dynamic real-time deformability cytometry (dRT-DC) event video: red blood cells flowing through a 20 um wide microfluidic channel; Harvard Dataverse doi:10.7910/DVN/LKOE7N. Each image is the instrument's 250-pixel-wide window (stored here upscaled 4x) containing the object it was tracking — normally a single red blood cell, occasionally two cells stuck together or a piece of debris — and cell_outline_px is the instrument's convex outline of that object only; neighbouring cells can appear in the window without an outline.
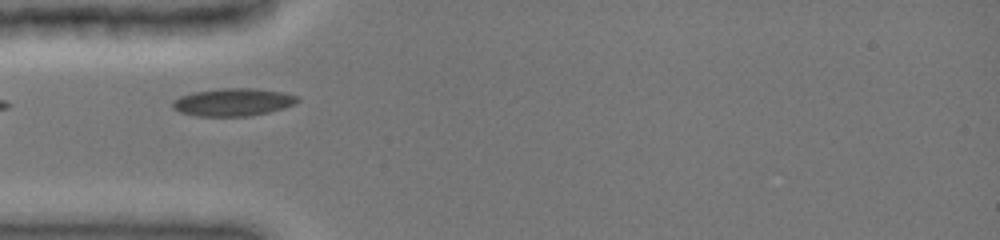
{"species": "common noctule bat (a hibernating species)", "species_latin": "Nyctalus noctula", "temperature_condition": "cold", "stored_images_in_passage": 27, "camera_frame_rate_fps": 3000, "um_per_image_px": 0.085, "animal": {"sex": "female", "body_mass_g": 19.0, "forearm_length_mm": 51.5}, "frame": {"image": 1, "passage_image": 2, "time_ms": 1.0, "image_size_px": [1000, 240], "cell_outline_px": [[300, 100], [296, 104], [284, 108], [268, 112], [248, 116], [196, 116], [180, 112], [172, 108], [172, 100], [180, 96], [192, 92], [220, 88], [252, 88], [280, 92], [300, 96]], "centroid_in_image_um": [19.8, 8.68], "position_along_channel_um": 65.2, "area_um2": 20.29}}
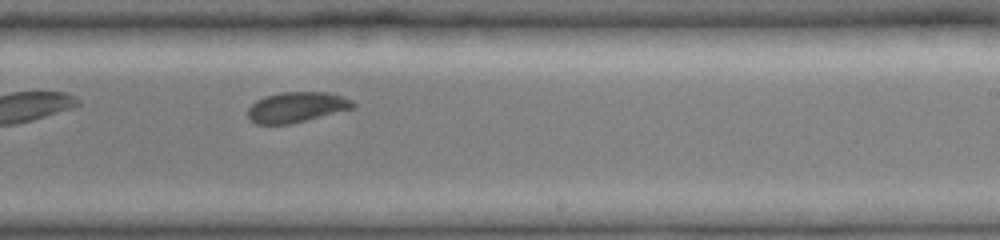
{"frame": {"image": 2, "passage_image": 16, "time_ms": 6.0, "image_size_px": [1000, 240], "cell_outline_px": [[356, 108], [288, 124], [256, 124], [248, 116], [248, 108], [256, 100], [264, 96], [280, 92], [328, 92], [352, 100], [356, 104]], "centroid_in_image_um": [25.22, 9.1], "position_along_channel_um": 263.8, "area_um2": 18.55}}
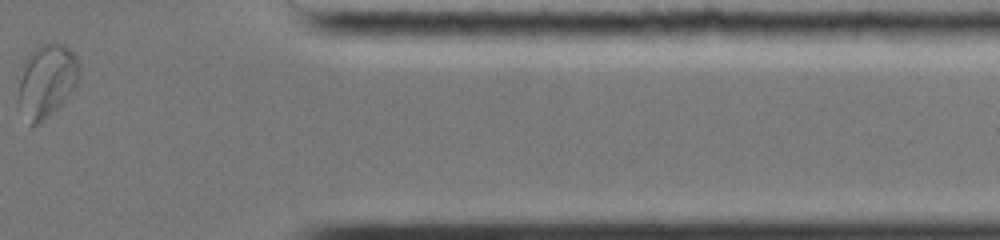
{"frame": {"image": 3, "passage_image": 26, "time_ms": 10.0, "image_size_px": [1000, 240], "cell_outline_px": [[80, 76], [76, 84], [60, 104], [56, 108], [36, 124], [28, 124], [16, 108], [16, 100], [20, 64], [40, 44], [64, 44], [80, 60]], "centroid_in_image_um": [3.89, 6.86], "position_along_channel_um": 407.5, "area_um2": 26.41}, "authors_computed_cell_mechanics": {"area_um2": 19.5942, "velocity_mm_per_s": 3.9889, "shape_relaxation_time_tau1_ms": 5.2301, "shape_relaxation_time_tau2_ms": null, "deformation_change_tau1": 0.1121, "deformation_change_tau2": null}}